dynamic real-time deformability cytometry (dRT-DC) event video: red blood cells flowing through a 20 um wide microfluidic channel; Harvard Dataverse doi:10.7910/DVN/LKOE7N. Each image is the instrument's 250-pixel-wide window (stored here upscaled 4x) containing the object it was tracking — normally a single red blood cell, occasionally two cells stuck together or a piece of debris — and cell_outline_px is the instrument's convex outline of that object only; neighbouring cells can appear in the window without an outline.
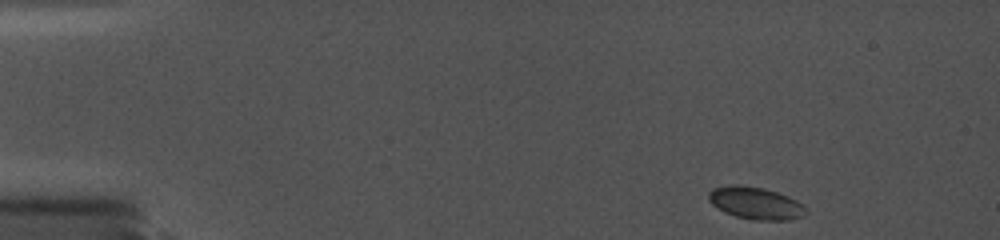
{"species": "common noctule bat (a hibernating species)", "species_latin": "Nyctalus noctula", "temperature_condition": "cold", "stored_images_in_passage": 23, "camera_frame_rate_fps": 5000, "um_per_image_px": 0.085, "animal": {"sex": "female", "body_mass_g": 19.0, "forearm_length_mm": 56.7}, "frame": {"image": 1, "passage_image": 1, "time_ms": 0.0, "image_size_px": [1000, 240], "cell_outline_px": [[808, 212], [804, 216], [792, 220], [752, 220], [736, 216], [724, 212], [712, 204], [708, 200], [708, 192], [712, 188], [728, 184], [736, 184], [764, 188], [788, 196], [804, 204]], "centroid_in_image_um": [64.23, 17.26], "position_along_channel_um": 20.8, "area_um2": 18.61}}
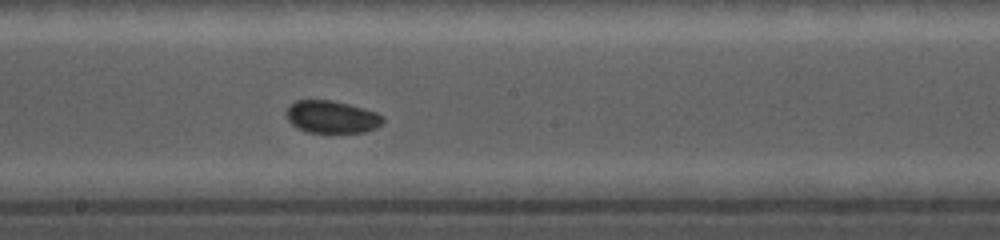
{"frame": {"image": 2, "passage_image": 14, "time_ms": 8.2, "image_size_px": [1000, 240], "cell_outline_px": [[384, 120], [376, 128], [364, 132], [308, 132], [296, 128], [288, 120], [284, 112], [296, 100], [332, 100], [364, 108], [376, 112], [384, 116]], "centroid_in_image_um": [28.19, 9.93], "position_along_channel_um": 220.0, "area_um2": 18.26}}
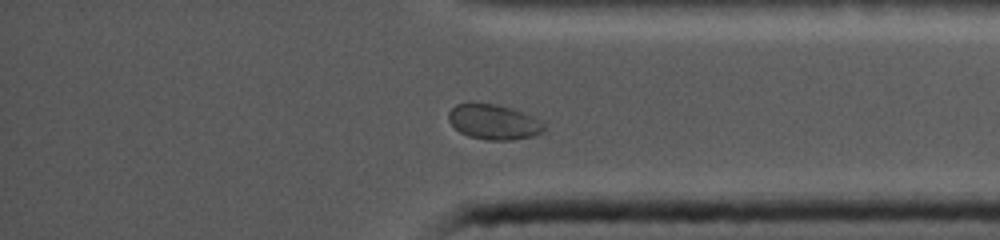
{"frame": {"image": 3, "passage_image": 23, "time_ms": 12.8, "image_size_px": [1000, 240], "cell_outline_px": [[544, 132], [532, 136], [512, 140], [488, 140], [468, 136], [460, 132], [448, 120], [448, 112], [456, 104], [496, 104], [512, 108], [524, 112], [532, 116], [544, 124]], "centroid_in_image_um": [41.97, 10.37], "position_along_channel_um": 393.2, "area_um2": 19.36}}